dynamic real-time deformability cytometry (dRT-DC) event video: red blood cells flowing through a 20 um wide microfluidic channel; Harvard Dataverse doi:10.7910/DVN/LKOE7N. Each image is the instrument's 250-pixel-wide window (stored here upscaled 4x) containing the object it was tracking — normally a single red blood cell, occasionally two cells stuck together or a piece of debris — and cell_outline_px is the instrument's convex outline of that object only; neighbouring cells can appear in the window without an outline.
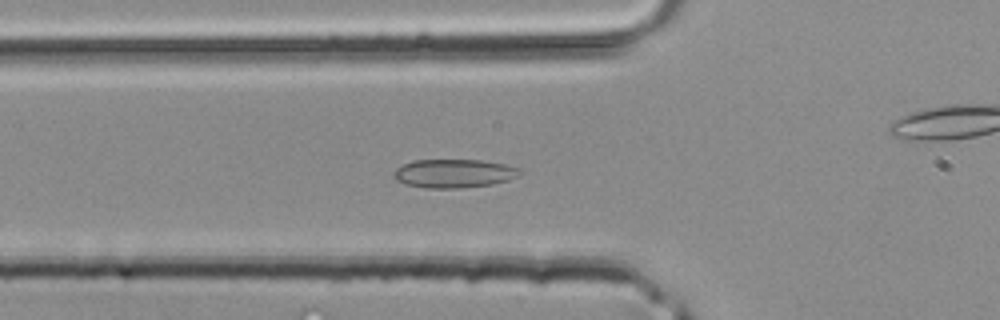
{"species": "common noctule bat (a hibernating species)", "species_latin": "Nyctalus noctula", "temperature_condition": "room temperature", "stored_images_in_passage": 32, "camera_frame_rate_fps": 3000, "um_per_image_px": 0.085, "animal": {"sex": "male", "body_mass_g": 20.4}, "frame": {"image": 1, "passage_image": 5, "time_ms": 1.333, "image_size_px": [1000, 320], "cell_outline_px": [[524, 172], [508, 180], [492, 184], [460, 188], [428, 188], [408, 184], [396, 180], [392, 176], [392, 172], [396, 168], [412, 160], [480, 160], [504, 164], [520, 168]], "centroid_in_image_um": [38.58, 14.73], "position_along_channel_um": 87.2, "area_um2": 20.98}}
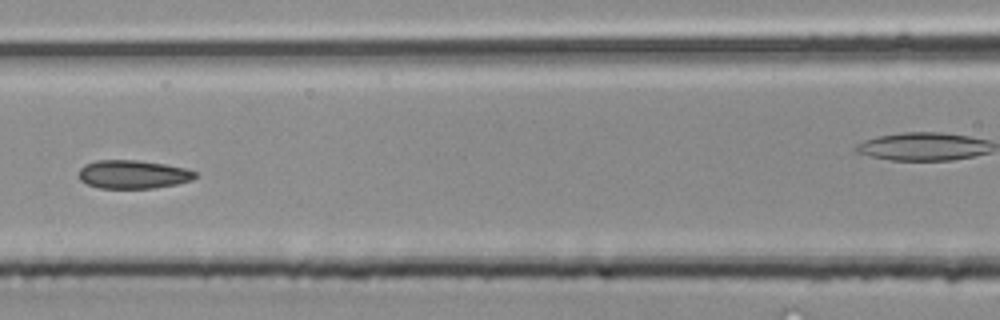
{"frame": {"image": 2, "passage_image": 9, "time_ms": 2.667, "image_size_px": [1000, 320], "cell_outline_px": [[200, 176], [192, 180], [176, 184], [156, 188], [100, 188], [88, 184], [80, 180], [80, 168], [84, 164], [96, 160], [136, 160], [164, 164], [184, 168], [196, 172]], "centroid_in_image_um": [11.33, 14.82], "position_along_channel_um": 155.3, "area_um2": 19.31}}
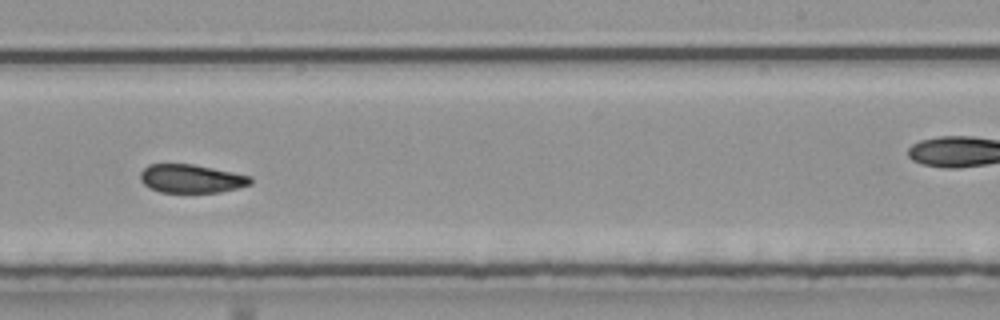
{"frame": {"image": 3, "passage_image": 16, "time_ms": 5.0, "image_size_px": [1000, 320], "cell_outline_px": [[252, 184], [220, 192], [160, 192], [148, 188], [140, 180], [140, 172], [148, 164], [192, 164], [252, 176]], "centroid_in_image_um": [16.24, 15.18], "position_along_channel_um": 272.8, "area_um2": 18.26}}